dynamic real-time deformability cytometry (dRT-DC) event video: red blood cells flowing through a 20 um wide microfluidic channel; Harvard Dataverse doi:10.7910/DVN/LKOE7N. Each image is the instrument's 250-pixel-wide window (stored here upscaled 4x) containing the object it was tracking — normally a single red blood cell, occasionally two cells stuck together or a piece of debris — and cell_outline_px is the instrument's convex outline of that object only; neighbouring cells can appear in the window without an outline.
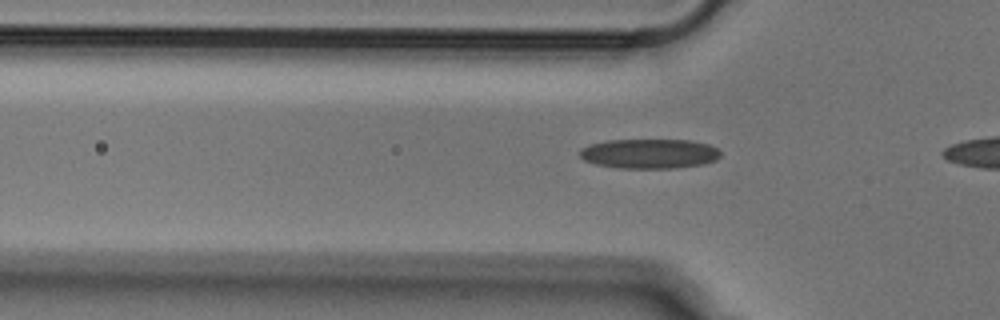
{"species": "Egyptian fruit bat (a non-hibernating species)", "species_latin": "Rousettus aegyptiacus", "temperature_condition": "cold", "stored_images_in_passage": 9, "camera_frame_rate_fps": 3000, "um_per_image_px": 0.085, "animal": {"sex": "male"}, "frame": {"image": 1, "passage_image": 7, "time_ms": 2.0, "image_size_px": [1000, 320], "cell_outline_px": [[720, 156], [716, 160], [704, 164], [676, 168], [620, 168], [596, 164], [584, 160], [580, 156], [580, 148], [592, 144], [608, 140], [688, 140], [708, 144], [716, 148], [720, 152]], "centroid_in_image_um": [55.21, 13.06], "position_along_channel_um": 70.6, "area_um2": 24.28}}